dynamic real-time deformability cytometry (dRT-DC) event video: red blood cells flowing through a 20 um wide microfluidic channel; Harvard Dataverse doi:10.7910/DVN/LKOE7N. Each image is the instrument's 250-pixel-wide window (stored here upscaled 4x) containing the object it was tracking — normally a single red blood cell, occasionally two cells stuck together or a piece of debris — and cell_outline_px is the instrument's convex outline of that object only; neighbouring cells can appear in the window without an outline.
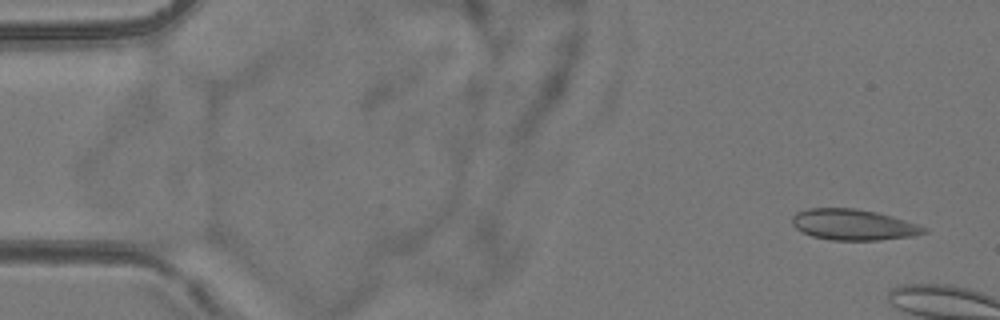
{"species": "common noctule bat (a hibernating species)", "species_latin": "Nyctalus noctula", "temperature_condition": "room temperature", "stored_images_in_passage": 2, "camera_frame_rate_fps": 3000, "um_per_image_px": 0.085, "animal": {"sex": "female", "body_mass_g": 24.6, "forearm_length_mm": 56.2}, "frame": {"image": 1, "passage_image": 1, "time_ms": 0.0, "image_size_px": [1000, 320], "cell_outline_px": [[928, 232], [912, 236], [880, 240], [832, 240], [812, 236], [796, 228], [792, 224], [792, 216], [796, 212], [808, 208], [856, 208], [876, 212], [904, 220], [928, 228]], "centroid_in_image_um": [72.52, 19.09], "position_along_channel_um": 12.5, "area_um2": 23.64}}